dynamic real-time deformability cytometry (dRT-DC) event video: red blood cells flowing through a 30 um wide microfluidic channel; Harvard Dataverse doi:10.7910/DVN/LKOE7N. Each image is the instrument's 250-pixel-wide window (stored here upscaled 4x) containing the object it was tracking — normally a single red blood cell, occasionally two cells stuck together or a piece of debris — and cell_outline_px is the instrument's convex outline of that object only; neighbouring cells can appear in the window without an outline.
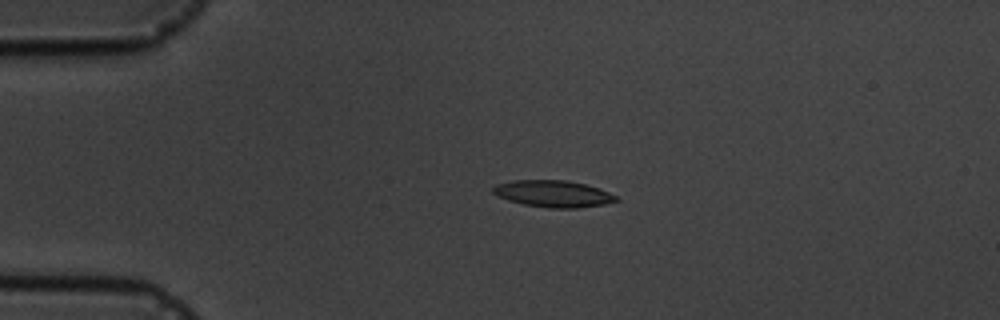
{"species": "common noctule bat (a hibernating species)", "species_latin": "Nyctalus noctula", "temperature_condition": "cold", "stored_images_in_passage": 5, "camera_frame_rate_fps": 3000, "um_per_image_px": 0.085, "animal": {"sex": "male", "body_mass_g": 19.5, "forearm_length_mm": 54.6}, "frame": {"image": 1, "passage_image": 4, "time_ms": 3.333, "image_size_px": [1000, 320], "cell_outline_px": [[620, 200], [604, 204], [580, 208], [548, 208], [524, 204], [508, 200], [496, 196], [492, 192], [492, 188], [496, 184], [512, 180], [568, 180], [600, 188], [616, 196]], "centroid_in_image_um": [47.01, 16.46], "position_along_channel_um": 38.0, "area_um2": 19.31}}
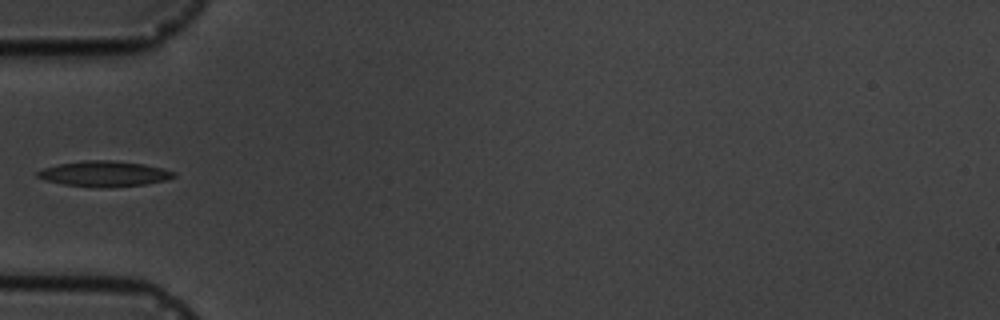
{"frame": {"image": 2, "passage_image": 5, "time_ms": 5.333, "image_size_px": [1000, 320], "cell_outline_px": [[176, 176], [164, 180], [144, 184], [100, 188], [92, 188], [64, 184], [44, 180], [36, 176], [36, 172], [44, 168], [56, 164], [84, 160], [112, 160], [144, 164], [176, 172]], "centroid_in_image_um": [8.81, 14.77], "position_along_channel_um": 76.2, "area_um2": 20.29}}